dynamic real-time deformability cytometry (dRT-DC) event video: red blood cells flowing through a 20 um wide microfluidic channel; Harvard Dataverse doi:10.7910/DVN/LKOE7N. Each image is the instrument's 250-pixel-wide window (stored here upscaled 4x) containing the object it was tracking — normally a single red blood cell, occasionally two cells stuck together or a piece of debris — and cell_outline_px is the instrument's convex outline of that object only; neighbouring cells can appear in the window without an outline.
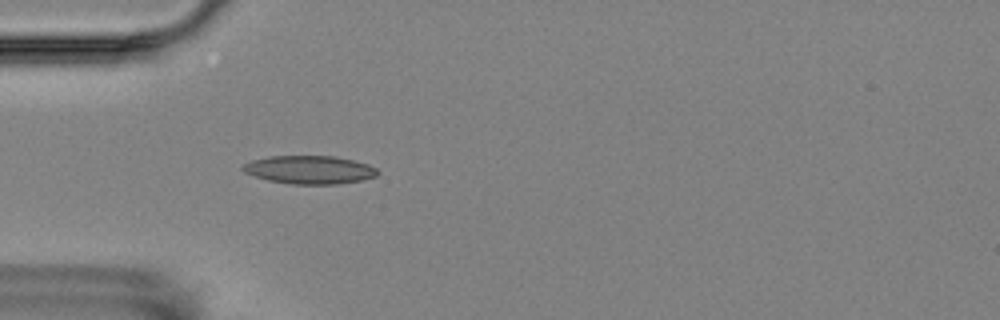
{"species": "Egyptian fruit bat (a non-hibernating species)", "species_latin": "Rousettus aegyptiacus", "temperature_condition": "room temperature", "stored_images_in_passage": 3, "camera_frame_rate_fps": 3000, "um_per_image_px": 0.085, "animal": {"sex": "female"}, "frame": {"image": 1, "passage_image": 3, "time_ms": 3.333, "image_size_px": [1000, 320], "cell_outline_px": [[380, 172], [376, 176], [360, 180], [336, 184], [292, 184], [268, 180], [244, 172], [240, 168], [244, 164], [252, 160], [268, 156], [332, 156], [352, 160], [368, 164], [376, 168]], "centroid_in_image_um": [26.3, 14.42], "position_along_channel_um": 58.7, "area_um2": 22.02}}